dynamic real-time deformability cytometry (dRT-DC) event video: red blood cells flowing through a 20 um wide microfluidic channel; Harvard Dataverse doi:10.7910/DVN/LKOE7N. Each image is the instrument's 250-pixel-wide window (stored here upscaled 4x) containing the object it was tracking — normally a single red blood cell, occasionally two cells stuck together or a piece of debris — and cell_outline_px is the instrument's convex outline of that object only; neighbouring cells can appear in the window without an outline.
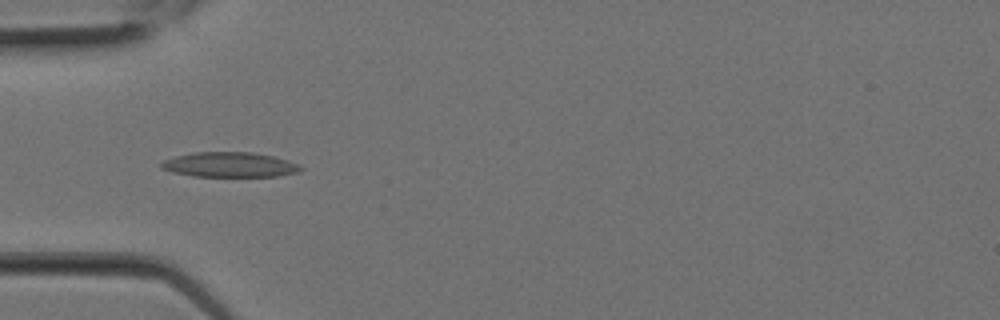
{"species": "Egyptian fruit bat (a non-hibernating species)", "species_latin": "Rousettus aegyptiacus", "temperature_condition": "room temperature", "stored_images_in_passage": 7, "camera_frame_rate_fps": 3000, "um_per_image_px": 0.085, "animal": {"sex": "female"}, "frame": {"image": 1, "passage_image": 6, "time_ms": 1.667, "image_size_px": [1000, 320], "cell_outline_px": [[304, 168], [300, 172], [276, 176], [192, 176], [172, 172], [160, 168], [160, 164], [164, 160], [176, 156], [192, 152], [252, 152], [272, 156], [288, 160], [300, 164]], "centroid_in_image_um": [19.53, 14.0], "position_along_channel_um": 65.5, "area_um2": 20.35}}